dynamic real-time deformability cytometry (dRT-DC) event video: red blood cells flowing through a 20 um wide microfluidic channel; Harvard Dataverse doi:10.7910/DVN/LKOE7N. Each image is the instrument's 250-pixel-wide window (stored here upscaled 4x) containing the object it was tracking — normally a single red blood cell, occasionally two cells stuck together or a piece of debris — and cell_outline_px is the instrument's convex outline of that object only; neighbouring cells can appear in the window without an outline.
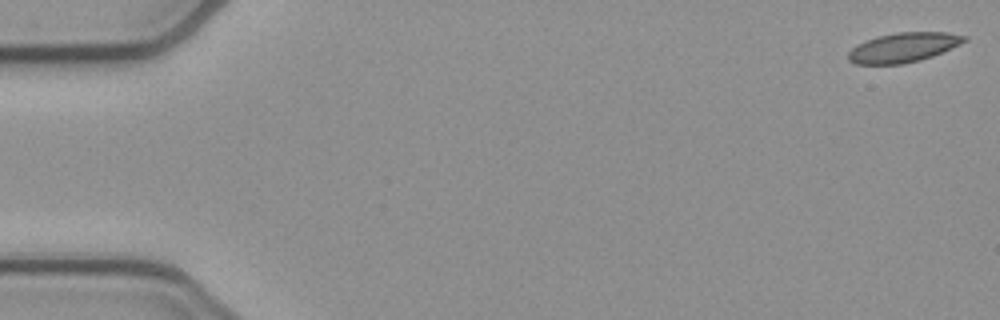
{"species": "common noctule bat (a hibernating species)", "species_latin": "Nyctalus noctula", "temperature_condition": "cold", "stored_images_in_passage": 53, "camera_frame_rate_fps": 3000, "um_per_image_px": 0.085, "animal": {"sex": "female", "body_mass_g": 21.9}, "frame": {"image": 1, "passage_image": 1, "time_ms": 0.0, "image_size_px": [1000, 320], "cell_outline_px": [[968, 40], [960, 44], [932, 56], [920, 60], [904, 64], [856, 64], [848, 60], [848, 52], [856, 44], [876, 36], [896, 32], [948, 32], [968, 36]], "centroid_in_image_um": [76.78, 4.02], "position_along_channel_um": 8.2, "area_um2": 20.11}}
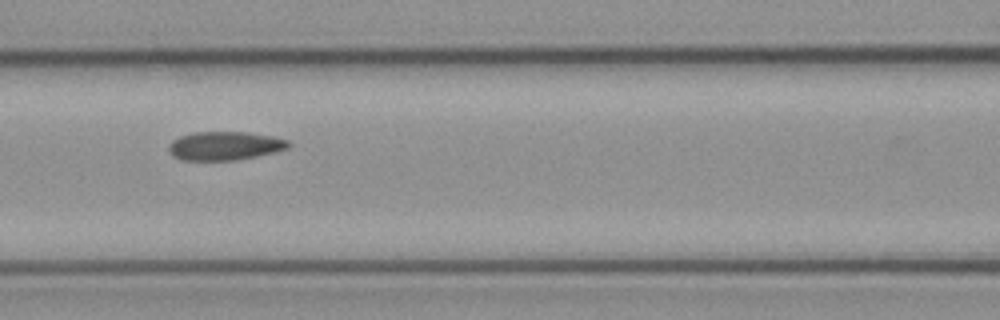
{"frame": {"image": 2, "passage_image": 23, "time_ms": 7.333, "image_size_px": [1000, 320], "cell_outline_px": [[292, 144], [288, 148], [256, 156], [236, 160], [184, 160], [172, 156], [168, 148], [168, 144], [172, 140], [180, 136], [192, 132], [248, 132], [272, 136], [288, 140]], "centroid_in_image_um": [19.08, 12.39], "position_along_channel_um": 147.5, "area_um2": 20.0}}
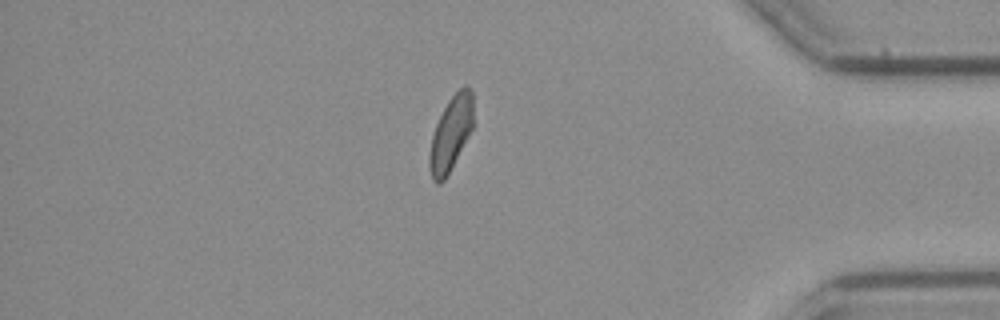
{"frame": {"image": 3, "passage_image": 45, "time_ms": 14.667, "image_size_px": [1000, 320], "cell_outline_px": [[472, 128], [444, 180], [440, 184], [436, 184], [432, 180], [428, 164], [428, 156], [432, 136], [436, 124], [448, 100], [464, 84], [468, 84], [472, 88]], "centroid_in_image_um": [38.3, 11.34], "position_along_channel_um": 396.9, "area_um2": 18.73}, "authors_computed_cell_mechanics": {"area_um2": 20.1144, "velocity_mm_per_s": 3.8663, "shape_relaxation_time_tau1_ms": 7.0957, "shape_relaxation_time_tau2_ms": 1.6041, "deformation_change_tau1": 0.1376, "deformation_change_tau2": 0.0628}}